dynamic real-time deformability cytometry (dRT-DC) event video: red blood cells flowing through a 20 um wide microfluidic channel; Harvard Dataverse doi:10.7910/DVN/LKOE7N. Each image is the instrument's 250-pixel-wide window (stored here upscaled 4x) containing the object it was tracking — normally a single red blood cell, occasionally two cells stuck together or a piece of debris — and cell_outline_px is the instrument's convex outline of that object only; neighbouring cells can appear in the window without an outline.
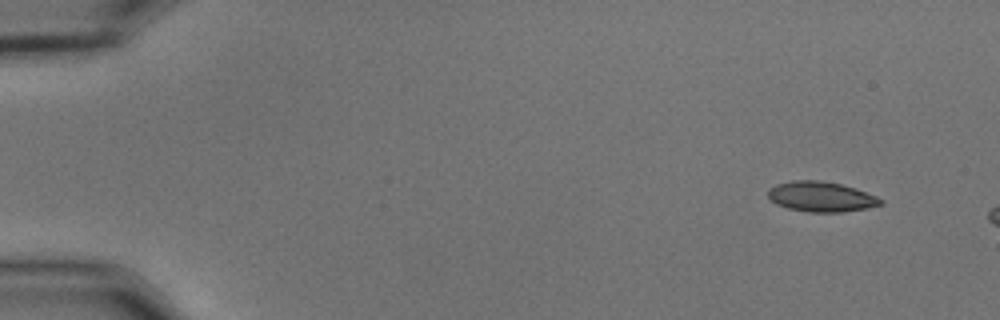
{"species": "common noctule bat (a hibernating species)", "species_latin": "Nyctalus noctula", "temperature_condition": "cold", "stored_images_in_passage": 10, "camera_frame_rate_fps": 3000, "um_per_image_px": 0.085, "animal": {"sex": "male", "body_mass_g": 15.6}, "frame": {"image": 1, "passage_image": 4, "time_ms": 1.0, "image_size_px": [1000, 320], "cell_outline_px": [[884, 200], [880, 204], [864, 208], [840, 212], [808, 212], [788, 208], [776, 204], [768, 196], [768, 188], [776, 184], [792, 180], [820, 180], [840, 184], [856, 188], [876, 196]], "centroid_in_image_um": [69.75, 16.7], "position_along_channel_um": 15.2, "area_um2": 19.65}}